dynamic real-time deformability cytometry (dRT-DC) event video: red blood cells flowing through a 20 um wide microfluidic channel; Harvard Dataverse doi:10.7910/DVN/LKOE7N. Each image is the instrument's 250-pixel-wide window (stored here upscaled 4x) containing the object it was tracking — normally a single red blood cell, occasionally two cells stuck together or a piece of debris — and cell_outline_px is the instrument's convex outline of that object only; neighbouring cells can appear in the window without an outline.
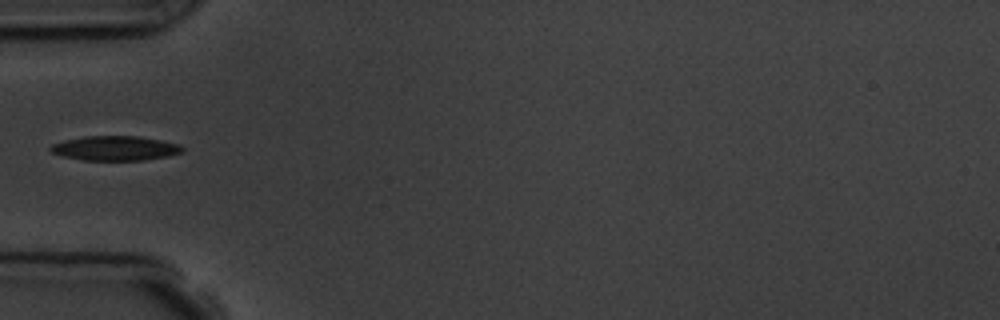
{"species": "common noctule bat (a hibernating species)", "species_latin": "Nyctalus noctula", "temperature_condition": "room temperature", "stored_images_in_passage": 5, "camera_frame_rate_fps": 3000, "um_per_image_px": 0.085, "animal": {"sex": "male", "body_mass_g": 19.5, "forearm_length_mm": 54.6}, "frame": {"image": 1, "passage_image": 5, "time_ms": 5.333, "image_size_px": [1000, 320], "cell_outline_px": [[184, 148], [180, 152], [168, 156], [144, 160], [84, 160], [64, 156], [52, 152], [48, 148], [52, 144], [64, 140], [84, 136], [136, 136], [160, 140], [180, 144]], "centroid_in_image_um": [9.77, 12.59], "position_along_channel_um": 75.2, "area_um2": 18.73}}